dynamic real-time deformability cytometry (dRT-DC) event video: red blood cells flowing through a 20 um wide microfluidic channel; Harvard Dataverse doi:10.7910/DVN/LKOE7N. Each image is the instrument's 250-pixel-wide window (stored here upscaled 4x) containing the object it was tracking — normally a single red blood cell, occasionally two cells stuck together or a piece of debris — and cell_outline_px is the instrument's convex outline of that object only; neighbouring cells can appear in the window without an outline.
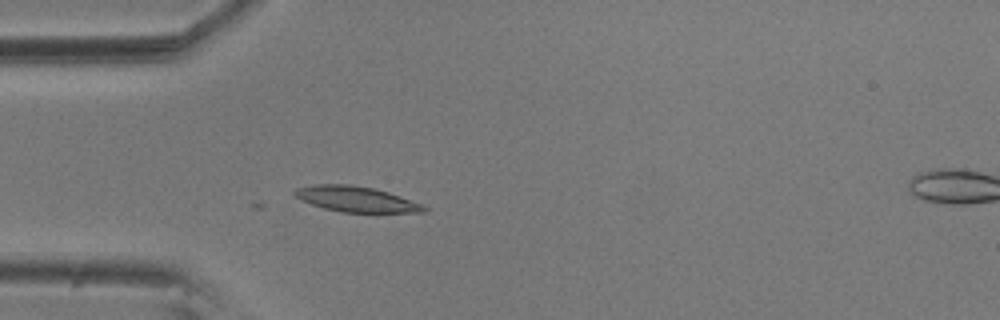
{"species": "common noctule bat (a hibernating species)", "species_latin": "Nyctalus noctula", "temperature_condition": "room temperature", "stored_images_in_passage": 3, "camera_frame_rate_fps": 3000, "um_per_image_px": 0.085, "animal": {"sex": "male", "body_mass_g": 20.5, "forearm_length_mm": 52.5}, "frame": {"image": 1, "passage_image": 3, "time_ms": 0.667, "image_size_px": [1000, 320], "cell_outline_px": [[428, 212], [340, 212], [324, 208], [300, 200], [292, 192], [296, 188], [312, 184], [348, 184], [372, 188], [388, 192], [424, 204], [428, 208]], "centroid_in_image_um": [30.27, 16.92], "position_along_channel_um": 54.7, "area_um2": 19.25}}